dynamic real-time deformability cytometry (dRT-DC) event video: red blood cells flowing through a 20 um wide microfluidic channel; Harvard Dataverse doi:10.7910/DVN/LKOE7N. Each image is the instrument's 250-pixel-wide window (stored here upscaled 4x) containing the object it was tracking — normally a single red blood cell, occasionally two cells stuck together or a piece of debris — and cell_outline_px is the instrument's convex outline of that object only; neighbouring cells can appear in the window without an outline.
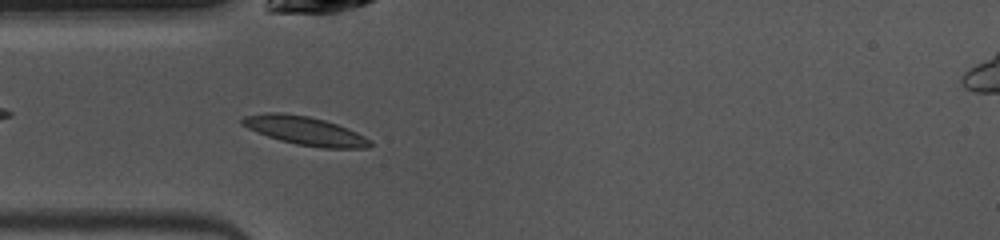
{"species": "common noctule bat (a hibernating species)", "species_latin": "Nyctalus noctula", "temperature_condition": "warm", "stored_images_in_passage": 26, "camera_frame_rate_fps": 3000, "um_per_image_px": 0.085, "animal": {"sex": "female", "body_mass_g": 10.0, "forearm_length_mm": 53.1}, "frame": {"image": 1, "passage_image": 5, "time_ms": 1.333, "image_size_px": [1000, 240], "cell_outline_px": [[372, 144], [368, 148], [324, 148], [296, 144], [280, 140], [268, 136], [248, 128], [240, 124], [240, 120], [244, 116], [264, 112], [284, 112], [308, 116], [324, 120], [336, 124], [356, 132], [372, 140]], "centroid_in_image_um": [25.9, 11.1], "position_along_channel_um": 59.1, "area_um2": 21.27}}
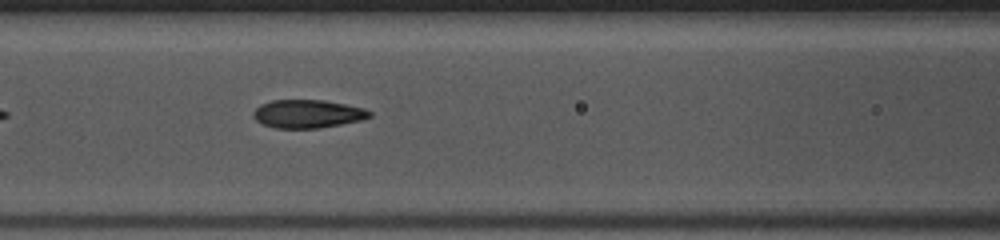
{"frame": {"image": 2, "passage_image": 11, "time_ms": 3.333, "image_size_px": [1000, 240], "cell_outline_px": [[372, 116], [360, 120], [320, 128], [276, 128], [264, 124], [256, 120], [252, 116], [252, 112], [260, 104], [272, 100], [324, 100], [364, 108], [372, 112]], "centroid_in_image_um": [26.13, 9.67], "position_along_channel_um": 140.5, "area_um2": 19.07}}
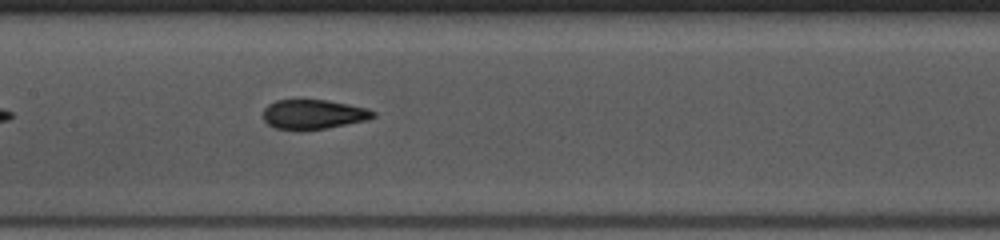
{"frame": {"image": 3, "passage_image": 14, "time_ms": 4.333, "image_size_px": [1000, 240], "cell_outline_px": [[376, 116], [368, 120], [304, 132], [300, 132], [276, 128], [268, 124], [264, 120], [264, 108], [268, 104], [276, 100], [328, 100], [368, 108], [376, 112]], "centroid_in_image_um": [26.64, 9.74], "position_along_channel_um": 180.8, "area_um2": 19.31}}